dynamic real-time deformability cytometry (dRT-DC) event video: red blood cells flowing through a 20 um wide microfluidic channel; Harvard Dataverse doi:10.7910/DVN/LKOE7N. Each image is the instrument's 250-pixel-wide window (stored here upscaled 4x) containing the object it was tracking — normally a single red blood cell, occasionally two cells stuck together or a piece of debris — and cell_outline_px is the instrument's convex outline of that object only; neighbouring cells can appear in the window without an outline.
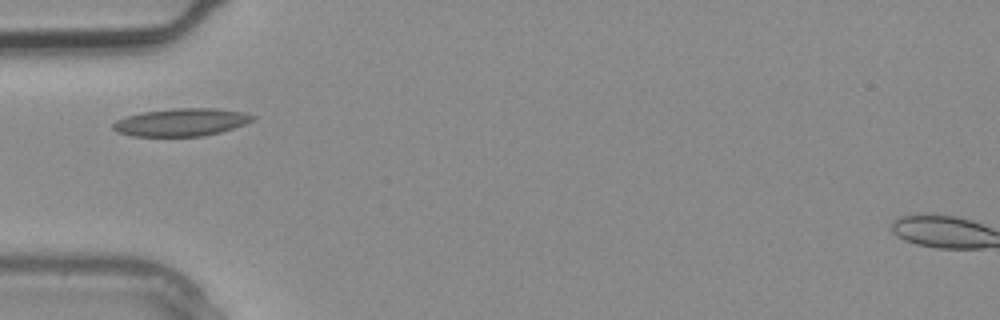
{"species": "common noctule bat (a hibernating species)", "species_latin": "Nyctalus noctula", "temperature_condition": "warm", "stored_images_in_passage": 2, "camera_frame_rate_fps": 3000, "um_per_image_px": 0.085, "animal": {"sex": "male", "body_mass_g": 20.4}, "frame": {"image": 1, "passage_image": 2, "time_ms": 0.333, "image_size_px": [1000, 320], "cell_outline_px": [[256, 116], [252, 120], [244, 124], [220, 132], [204, 136], [132, 136], [116, 132], [112, 128], [112, 124], [116, 120], [124, 116], [140, 112], [172, 108], [216, 108], [244, 112]], "centroid_in_image_um": [15.36, 10.38], "position_along_channel_um": 69.6, "area_um2": 22.72}}